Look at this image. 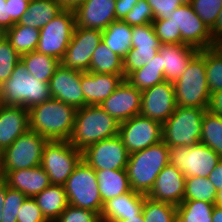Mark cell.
<instances>
[{
    "label": "cell",
    "instance_id": "obj_42",
    "mask_svg": "<svg viewBox=\"0 0 222 222\" xmlns=\"http://www.w3.org/2000/svg\"><path fill=\"white\" fill-rule=\"evenodd\" d=\"M22 192L9 188L6 184V195L2 207V222H17L18 211L26 199Z\"/></svg>",
    "mask_w": 222,
    "mask_h": 222
},
{
    "label": "cell",
    "instance_id": "obj_54",
    "mask_svg": "<svg viewBox=\"0 0 222 222\" xmlns=\"http://www.w3.org/2000/svg\"><path fill=\"white\" fill-rule=\"evenodd\" d=\"M210 30L216 46V44L222 42V9L220 10L215 25Z\"/></svg>",
    "mask_w": 222,
    "mask_h": 222
},
{
    "label": "cell",
    "instance_id": "obj_13",
    "mask_svg": "<svg viewBox=\"0 0 222 222\" xmlns=\"http://www.w3.org/2000/svg\"><path fill=\"white\" fill-rule=\"evenodd\" d=\"M130 153L119 135L103 139L82 151V160L94 170L126 169Z\"/></svg>",
    "mask_w": 222,
    "mask_h": 222
},
{
    "label": "cell",
    "instance_id": "obj_20",
    "mask_svg": "<svg viewBox=\"0 0 222 222\" xmlns=\"http://www.w3.org/2000/svg\"><path fill=\"white\" fill-rule=\"evenodd\" d=\"M186 177L175 166L166 165L158 174L151 190L146 194L149 198L178 206L184 198Z\"/></svg>",
    "mask_w": 222,
    "mask_h": 222
},
{
    "label": "cell",
    "instance_id": "obj_44",
    "mask_svg": "<svg viewBox=\"0 0 222 222\" xmlns=\"http://www.w3.org/2000/svg\"><path fill=\"white\" fill-rule=\"evenodd\" d=\"M154 16L146 0H138L133 9L122 20L130 26H142L152 23Z\"/></svg>",
    "mask_w": 222,
    "mask_h": 222
},
{
    "label": "cell",
    "instance_id": "obj_43",
    "mask_svg": "<svg viewBox=\"0 0 222 222\" xmlns=\"http://www.w3.org/2000/svg\"><path fill=\"white\" fill-rule=\"evenodd\" d=\"M152 23L132 27V48H160Z\"/></svg>",
    "mask_w": 222,
    "mask_h": 222
},
{
    "label": "cell",
    "instance_id": "obj_55",
    "mask_svg": "<svg viewBox=\"0 0 222 222\" xmlns=\"http://www.w3.org/2000/svg\"><path fill=\"white\" fill-rule=\"evenodd\" d=\"M64 9H75L85 0H56Z\"/></svg>",
    "mask_w": 222,
    "mask_h": 222
},
{
    "label": "cell",
    "instance_id": "obj_1",
    "mask_svg": "<svg viewBox=\"0 0 222 222\" xmlns=\"http://www.w3.org/2000/svg\"><path fill=\"white\" fill-rule=\"evenodd\" d=\"M77 109L51 98L29 109V130L49 141H68L71 137Z\"/></svg>",
    "mask_w": 222,
    "mask_h": 222
},
{
    "label": "cell",
    "instance_id": "obj_25",
    "mask_svg": "<svg viewBox=\"0 0 222 222\" xmlns=\"http://www.w3.org/2000/svg\"><path fill=\"white\" fill-rule=\"evenodd\" d=\"M145 196L143 193L131 190L107 200L103 203L100 213L101 222H115L139 215L142 212Z\"/></svg>",
    "mask_w": 222,
    "mask_h": 222
},
{
    "label": "cell",
    "instance_id": "obj_9",
    "mask_svg": "<svg viewBox=\"0 0 222 222\" xmlns=\"http://www.w3.org/2000/svg\"><path fill=\"white\" fill-rule=\"evenodd\" d=\"M48 139L28 130L1 154L2 171L29 169L41 165L42 153Z\"/></svg>",
    "mask_w": 222,
    "mask_h": 222
},
{
    "label": "cell",
    "instance_id": "obj_60",
    "mask_svg": "<svg viewBox=\"0 0 222 222\" xmlns=\"http://www.w3.org/2000/svg\"><path fill=\"white\" fill-rule=\"evenodd\" d=\"M0 181H4V174L2 171L1 154H0Z\"/></svg>",
    "mask_w": 222,
    "mask_h": 222
},
{
    "label": "cell",
    "instance_id": "obj_26",
    "mask_svg": "<svg viewBox=\"0 0 222 222\" xmlns=\"http://www.w3.org/2000/svg\"><path fill=\"white\" fill-rule=\"evenodd\" d=\"M63 10L56 0H31L18 24L40 30Z\"/></svg>",
    "mask_w": 222,
    "mask_h": 222
},
{
    "label": "cell",
    "instance_id": "obj_29",
    "mask_svg": "<svg viewBox=\"0 0 222 222\" xmlns=\"http://www.w3.org/2000/svg\"><path fill=\"white\" fill-rule=\"evenodd\" d=\"M102 42L118 56L124 58L132 48V26L122 20L111 22L102 31Z\"/></svg>",
    "mask_w": 222,
    "mask_h": 222
},
{
    "label": "cell",
    "instance_id": "obj_19",
    "mask_svg": "<svg viewBox=\"0 0 222 222\" xmlns=\"http://www.w3.org/2000/svg\"><path fill=\"white\" fill-rule=\"evenodd\" d=\"M116 0H85L74 9L76 27L103 31L116 20Z\"/></svg>",
    "mask_w": 222,
    "mask_h": 222
},
{
    "label": "cell",
    "instance_id": "obj_28",
    "mask_svg": "<svg viewBox=\"0 0 222 222\" xmlns=\"http://www.w3.org/2000/svg\"><path fill=\"white\" fill-rule=\"evenodd\" d=\"M33 198L48 222H54L69 205L63 185L51 184Z\"/></svg>",
    "mask_w": 222,
    "mask_h": 222
},
{
    "label": "cell",
    "instance_id": "obj_14",
    "mask_svg": "<svg viewBox=\"0 0 222 222\" xmlns=\"http://www.w3.org/2000/svg\"><path fill=\"white\" fill-rule=\"evenodd\" d=\"M130 154L162 141V124L141 115L123 121L118 134Z\"/></svg>",
    "mask_w": 222,
    "mask_h": 222
},
{
    "label": "cell",
    "instance_id": "obj_6",
    "mask_svg": "<svg viewBox=\"0 0 222 222\" xmlns=\"http://www.w3.org/2000/svg\"><path fill=\"white\" fill-rule=\"evenodd\" d=\"M203 108L176 107L174 113L162 124V141L168 147L200 143Z\"/></svg>",
    "mask_w": 222,
    "mask_h": 222
},
{
    "label": "cell",
    "instance_id": "obj_34",
    "mask_svg": "<svg viewBox=\"0 0 222 222\" xmlns=\"http://www.w3.org/2000/svg\"><path fill=\"white\" fill-rule=\"evenodd\" d=\"M214 206L201 200H183L177 206V222H213Z\"/></svg>",
    "mask_w": 222,
    "mask_h": 222
},
{
    "label": "cell",
    "instance_id": "obj_35",
    "mask_svg": "<svg viewBox=\"0 0 222 222\" xmlns=\"http://www.w3.org/2000/svg\"><path fill=\"white\" fill-rule=\"evenodd\" d=\"M200 143L210 147L222 158V116L205 111Z\"/></svg>",
    "mask_w": 222,
    "mask_h": 222
},
{
    "label": "cell",
    "instance_id": "obj_11",
    "mask_svg": "<svg viewBox=\"0 0 222 222\" xmlns=\"http://www.w3.org/2000/svg\"><path fill=\"white\" fill-rule=\"evenodd\" d=\"M76 26L73 9H64L40 29L36 51L54 57L61 62Z\"/></svg>",
    "mask_w": 222,
    "mask_h": 222
},
{
    "label": "cell",
    "instance_id": "obj_22",
    "mask_svg": "<svg viewBox=\"0 0 222 222\" xmlns=\"http://www.w3.org/2000/svg\"><path fill=\"white\" fill-rule=\"evenodd\" d=\"M28 130V109L22 106L0 105V153Z\"/></svg>",
    "mask_w": 222,
    "mask_h": 222
},
{
    "label": "cell",
    "instance_id": "obj_56",
    "mask_svg": "<svg viewBox=\"0 0 222 222\" xmlns=\"http://www.w3.org/2000/svg\"><path fill=\"white\" fill-rule=\"evenodd\" d=\"M212 219L213 222H222V207L214 206L213 212H212Z\"/></svg>",
    "mask_w": 222,
    "mask_h": 222
},
{
    "label": "cell",
    "instance_id": "obj_8",
    "mask_svg": "<svg viewBox=\"0 0 222 222\" xmlns=\"http://www.w3.org/2000/svg\"><path fill=\"white\" fill-rule=\"evenodd\" d=\"M222 158L205 144L169 147V164L187 177H206Z\"/></svg>",
    "mask_w": 222,
    "mask_h": 222
},
{
    "label": "cell",
    "instance_id": "obj_27",
    "mask_svg": "<svg viewBox=\"0 0 222 222\" xmlns=\"http://www.w3.org/2000/svg\"><path fill=\"white\" fill-rule=\"evenodd\" d=\"M102 202L131 191L126 169L95 170Z\"/></svg>",
    "mask_w": 222,
    "mask_h": 222
},
{
    "label": "cell",
    "instance_id": "obj_52",
    "mask_svg": "<svg viewBox=\"0 0 222 222\" xmlns=\"http://www.w3.org/2000/svg\"><path fill=\"white\" fill-rule=\"evenodd\" d=\"M208 110L222 116V90L211 93Z\"/></svg>",
    "mask_w": 222,
    "mask_h": 222
},
{
    "label": "cell",
    "instance_id": "obj_37",
    "mask_svg": "<svg viewBox=\"0 0 222 222\" xmlns=\"http://www.w3.org/2000/svg\"><path fill=\"white\" fill-rule=\"evenodd\" d=\"M142 214L145 222H177V206L144 197Z\"/></svg>",
    "mask_w": 222,
    "mask_h": 222
},
{
    "label": "cell",
    "instance_id": "obj_45",
    "mask_svg": "<svg viewBox=\"0 0 222 222\" xmlns=\"http://www.w3.org/2000/svg\"><path fill=\"white\" fill-rule=\"evenodd\" d=\"M152 25L161 44H181L180 30L168 19L153 20Z\"/></svg>",
    "mask_w": 222,
    "mask_h": 222
},
{
    "label": "cell",
    "instance_id": "obj_58",
    "mask_svg": "<svg viewBox=\"0 0 222 222\" xmlns=\"http://www.w3.org/2000/svg\"><path fill=\"white\" fill-rule=\"evenodd\" d=\"M115 222H145V221H144V216H143V214L141 212L137 216H131V217H128V219L118 220V221H115Z\"/></svg>",
    "mask_w": 222,
    "mask_h": 222
},
{
    "label": "cell",
    "instance_id": "obj_7",
    "mask_svg": "<svg viewBox=\"0 0 222 222\" xmlns=\"http://www.w3.org/2000/svg\"><path fill=\"white\" fill-rule=\"evenodd\" d=\"M64 190L68 203L72 206L97 212L103 208L95 170L81 160L67 178Z\"/></svg>",
    "mask_w": 222,
    "mask_h": 222
},
{
    "label": "cell",
    "instance_id": "obj_33",
    "mask_svg": "<svg viewBox=\"0 0 222 222\" xmlns=\"http://www.w3.org/2000/svg\"><path fill=\"white\" fill-rule=\"evenodd\" d=\"M3 34L9 40L11 46L21 56L37 49L40 30L16 23Z\"/></svg>",
    "mask_w": 222,
    "mask_h": 222
},
{
    "label": "cell",
    "instance_id": "obj_15",
    "mask_svg": "<svg viewBox=\"0 0 222 222\" xmlns=\"http://www.w3.org/2000/svg\"><path fill=\"white\" fill-rule=\"evenodd\" d=\"M101 41L102 31L75 26L71 41L60 63L69 69L88 72L92 54Z\"/></svg>",
    "mask_w": 222,
    "mask_h": 222
},
{
    "label": "cell",
    "instance_id": "obj_47",
    "mask_svg": "<svg viewBox=\"0 0 222 222\" xmlns=\"http://www.w3.org/2000/svg\"><path fill=\"white\" fill-rule=\"evenodd\" d=\"M17 222H48L33 197H26L18 214Z\"/></svg>",
    "mask_w": 222,
    "mask_h": 222
},
{
    "label": "cell",
    "instance_id": "obj_63",
    "mask_svg": "<svg viewBox=\"0 0 222 222\" xmlns=\"http://www.w3.org/2000/svg\"><path fill=\"white\" fill-rule=\"evenodd\" d=\"M0 222H2V212L0 210Z\"/></svg>",
    "mask_w": 222,
    "mask_h": 222
},
{
    "label": "cell",
    "instance_id": "obj_18",
    "mask_svg": "<svg viewBox=\"0 0 222 222\" xmlns=\"http://www.w3.org/2000/svg\"><path fill=\"white\" fill-rule=\"evenodd\" d=\"M48 84L52 98L70 104L76 109L84 107L80 71L66 68L60 63Z\"/></svg>",
    "mask_w": 222,
    "mask_h": 222
},
{
    "label": "cell",
    "instance_id": "obj_2",
    "mask_svg": "<svg viewBox=\"0 0 222 222\" xmlns=\"http://www.w3.org/2000/svg\"><path fill=\"white\" fill-rule=\"evenodd\" d=\"M120 123L99 105L77 109L75 123L69 142L78 150L119 134Z\"/></svg>",
    "mask_w": 222,
    "mask_h": 222
},
{
    "label": "cell",
    "instance_id": "obj_23",
    "mask_svg": "<svg viewBox=\"0 0 222 222\" xmlns=\"http://www.w3.org/2000/svg\"><path fill=\"white\" fill-rule=\"evenodd\" d=\"M199 52L200 50L185 44H161L159 53L165 81H177Z\"/></svg>",
    "mask_w": 222,
    "mask_h": 222
},
{
    "label": "cell",
    "instance_id": "obj_51",
    "mask_svg": "<svg viewBox=\"0 0 222 222\" xmlns=\"http://www.w3.org/2000/svg\"><path fill=\"white\" fill-rule=\"evenodd\" d=\"M138 0H116L115 16L116 20H123L133 9Z\"/></svg>",
    "mask_w": 222,
    "mask_h": 222
},
{
    "label": "cell",
    "instance_id": "obj_10",
    "mask_svg": "<svg viewBox=\"0 0 222 222\" xmlns=\"http://www.w3.org/2000/svg\"><path fill=\"white\" fill-rule=\"evenodd\" d=\"M82 160V151L69 141H48L42 153L41 167L52 185H64Z\"/></svg>",
    "mask_w": 222,
    "mask_h": 222
},
{
    "label": "cell",
    "instance_id": "obj_32",
    "mask_svg": "<svg viewBox=\"0 0 222 222\" xmlns=\"http://www.w3.org/2000/svg\"><path fill=\"white\" fill-rule=\"evenodd\" d=\"M21 60L26 65L29 73L37 80L49 83L55 73V70L60 65V61L54 57L32 51L21 55Z\"/></svg>",
    "mask_w": 222,
    "mask_h": 222
},
{
    "label": "cell",
    "instance_id": "obj_12",
    "mask_svg": "<svg viewBox=\"0 0 222 222\" xmlns=\"http://www.w3.org/2000/svg\"><path fill=\"white\" fill-rule=\"evenodd\" d=\"M171 21L181 33V44L198 50L215 46L211 30L198 17L191 4H182L171 12Z\"/></svg>",
    "mask_w": 222,
    "mask_h": 222
},
{
    "label": "cell",
    "instance_id": "obj_48",
    "mask_svg": "<svg viewBox=\"0 0 222 222\" xmlns=\"http://www.w3.org/2000/svg\"><path fill=\"white\" fill-rule=\"evenodd\" d=\"M152 9L154 20H165L171 17V12L181 6L179 0H146Z\"/></svg>",
    "mask_w": 222,
    "mask_h": 222
},
{
    "label": "cell",
    "instance_id": "obj_21",
    "mask_svg": "<svg viewBox=\"0 0 222 222\" xmlns=\"http://www.w3.org/2000/svg\"><path fill=\"white\" fill-rule=\"evenodd\" d=\"M124 79V74H98L80 71L81 89L84 92V106L100 105Z\"/></svg>",
    "mask_w": 222,
    "mask_h": 222
},
{
    "label": "cell",
    "instance_id": "obj_46",
    "mask_svg": "<svg viewBox=\"0 0 222 222\" xmlns=\"http://www.w3.org/2000/svg\"><path fill=\"white\" fill-rule=\"evenodd\" d=\"M54 222H101V218L97 212L69 204Z\"/></svg>",
    "mask_w": 222,
    "mask_h": 222
},
{
    "label": "cell",
    "instance_id": "obj_53",
    "mask_svg": "<svg viewBox=\"0 0 222 222\" xmlns=\"http://www.w3.org/2000/svg\"><path fill=\"white\" fill-rule=\"evenodd\" d=\"M208 179L214 184L218 191H222V160L215 166L209 174Z\"/></svg>",
    "mask_w": 222,
    "mask_h": 222
},
{
    "label": "cell",
    "instance_id": "obj_31",
    "mask_svg": "<svg viewBox=\"0 0 222 222\" xmlns=\"http://www.w3.org/2000/svg\"><path fill=\"white\" fill-rule=\"evenodd\" d=\"M88 72L98 74H124L123 58L114 53L101 41L92 54Z\"/></svg>",
    "mask_w": 222,
    "mask_h": 222
},
{
    "label": "cell",
    "instance_id": "obj_50",
    "mask_svg": "<svg viewBox=\"0 0 222 222\" xmlns=\"http://www.w3.org/2000/svg\"><path fill=\"white\" fill-rule=\"evenodd\" d=\"M15 24L11 17H8V4H6V0H0V34H3Z\"/></svg>",
    "mask_w": 222,
    "mask_h": 222
},
{
    "label": "cell",
    "instance_id": "obj_62",
    "mask_svg": "<svg viewBox=\"0 0 222 222\" xmlns=\"http://www.w3.org/2000/svg\"><path fill=\"white\" fill-rule=\"evenodd\" d=\"M216 46L222 51V42L216 44Z\"/></svg>",
    "mask_w": 222,
    "mask_h": 222
},
{
    "label": "cell",
    "instance_id": "obj_61",
    "mask_svg": "<svg viewBox=\"0 0 222 222\" xmlns=\"http://www.w3.org/2000/svg\"><path fill=\"white\" fill-rule=\"evenodd\" d=\"M181 4H191L193 0H179Z\"/></svg>",
    "mask_w": 222,
    "mask_h": 222
},
{
    "label": "cell",
    "instance_id": "obj_5",
    "mask_svg": "<svg viewBox=\"0 0 222 222\" xmlns=\"http://www.w3.org/2000/svg\"><path fill=\"white\" fill-rule=\"evenodd\" d=\"M173 85L177 107L208 109L211 93L207 84L205 58L200 53L190 61Z\"/></svg>",
    "mask_w": 222,
    "mask_h": 222
},
{
    "label": "cell",
    "instance_id": "obj_3",
    "mask_svg": "<svg viewBox=\"0 0 222 222\" xmlns=\"http://www.w3.org/2000/svg\"><path fill=\"white\" fill-rule=\"evenodd\" d=\"M51 98L49 84L31 75L22 60L15 65L10 77L0 85L3 105L22 106L29 110Z\"/></svg>",
    "mask_w": 222,
    "mask_h": 222
},
{
    "label": "cell",
    "instance_id": "obj_30",
    "mask_svg": "<svg viewBox=\"0 0 222 222\" xmlns=\"http://www.w3.org/2000/svg\"><path fill=\"white\" fill-rule=\"evenodd\" d=\"M125 80L140 91L164 82L165 77L160 53L158 52L148 64L133 71Z\"/></svg>",
    "mask_w": 222,
    "mask_h": 222
},
{
    "label": "cell",
    "instance_id": "obj_40",
    "mask_svg": "<svg viewBox=\"0 0 222 222\" xmlns=\"http://www.w3.org/2000/svg\"><path fill=\"white\" fill-rule=\"evenodd\" d=\"M21 56L11 46L4 34H0V85L12 74Z\"/></svg>",
    "mask_w": 222,
    "mask_h": 222
},
{
    "label": "cell",
    "instance_id": "obj_59",
    "mask_svg": "<svg viewBox=\"0 0 222 222\" xmlns=\"http://www.w3.org/2000/svg\"><path fill=\"white\" fill-rule=\"evenodd\" d=\"M216 206L222 207V191L217 192L216 200L214 203Z\"/></svg>",
    "mask_w": 222,
    "mask_h": 222
},
{
    "label": "cell",
    "instance_id": "obj_4",
    "mask_svg": "<svg viewBox=\"0 0 222 222\" xmlns=\"http://www.w3.org/2000/svg\"><path fill=\"white\" fill-rule=\"evenodd\" d=\"M168 164L169 147L164 141L130 154L126 171L131 189L146 195Z\"/></svg>",
    "mask_w": 222,
    "mask_h": 222
},
{
    "label": "cell",
    "instance_id": "obj_38",
    "mask_svg": "<svg viewBox=\"0 0 222 222\" xmlns=\"http://www.w3.org/2000/svg\"><path fill=\"white\" fill-rule=\"evenodd\" d=\"M217 189L206 177H187L183 200H201L215 203Z\"/></svg>",
    "mask_w": 222,
    "mask_h": 222
},
{
    "label": "cell",
    "instance_id": "obj_36",
    "mask_svg": "<svg viewBox=\"0 0 222 222\" xmlns=\"http://www.w3.org/2000/svg\"><path fill=\"white\" fill-rule=\"evenodd\" d=\"M205 58L207 84L210 93L222 90V51L217 47L199 52Z\"/></svg>",
    "mask_w": 222,
    "mask_h": 222
},
{
    "label": "cell",
    "instance_id": "obj_49",
    "mask_svg": "<svg viewBox=\"0 0 222 222\" xmlns=\"http://www.w3.org/2000/svg\"><path fill=\"white\" fill-rule=\"evenodd\" d=\"M8 4V17L18 23L24 13L27 11L29 2L24 0H6Z\"/></svg>",
    "mask_w": 222,
    "mask_h": 222
},
{
    "label": "cell",
    "instance_id": "obj_57",
    "mask_svg": "<svg viewBox=\"0 0 222 222\" xmlns=\"http://www.w3.org/2000/svg\"><path fill=\"white\" fill-rule=\"evenodd\" d=\"M6 195V183L4 181H0V210H2L4 200Z\"/></svg>",
    "mask_w": 222,
    "mask_h": 222
},
{
    "label": "cell",
    "instance_id": "obj_17",
    "mask_svg": "<svg viewBox=\"0 0 222 222\" xmlns=\"http://www.w3.org/2000/svg\"><path fill=\"white\" fill-rule=\"evenodd\" d=\"M142 91L127 80L115 89L99 106L119 123L140 115Z\"/></svg>",
    "mask_w": 222,
    "mask_h": 222
},
{
    "label": "cell",
    "instance_id": "obj_39",
    "mask_svg": "<svg viewBox=\"0 0 222 222\" xmlns=\"http://www.w3.org/2000/svg\"><path fill=\"white\" fill-rule=\"evenodd\" d=\"M159 52V48H131L123 58L124 78L148 64Z\"/></svg>",
    "mask_w": 222,
    "mask_h": 222
},
{
    "label": "cell",
    "instance_id": "obj_24",
    "mask_svg": "<svg viewBox=\"0 0 222 222\" xmlns=\"http://www.w3.org/2000/svg\"><path fill=\"white\" fill-rule=\"evenodd\" d=\"M4 182L27 197H34L51 185L49 176L41 165L22 170L3 171Z\"/></svg>",
    "mask_w": 222,
    "mask_h": 222
},
{
    "label": "cell",
    "instance_id": "obj_41",
    "mask_svg": "<svg viewBox=\"0 0 222 222\" xmlns=\"http://www.w3.org/2000/svg\"><path fill=\"white\" fill-rule=\"evenodd\" d=\"M191 6L198 17L211 29L222 9V0H193Z\"/></svg>",
    "mask_w": 222,
    "mask_h": 222
},
{
    "label": "cell",
    "instance_id": "obj_16",
    "mask_svg": "<svg viewBox=\"0 0 222 222\" xmlns=\"http://www.w3.org/2000/svg\"><path fill=\"white\" fill-rule=\"evenodd\" d=\"M174 85L164 81L142 91L140 115L163 124L176 109Z\"/></svg>",
    "mask_w": 222,
    "mask_h": 222
}]
</instances>
